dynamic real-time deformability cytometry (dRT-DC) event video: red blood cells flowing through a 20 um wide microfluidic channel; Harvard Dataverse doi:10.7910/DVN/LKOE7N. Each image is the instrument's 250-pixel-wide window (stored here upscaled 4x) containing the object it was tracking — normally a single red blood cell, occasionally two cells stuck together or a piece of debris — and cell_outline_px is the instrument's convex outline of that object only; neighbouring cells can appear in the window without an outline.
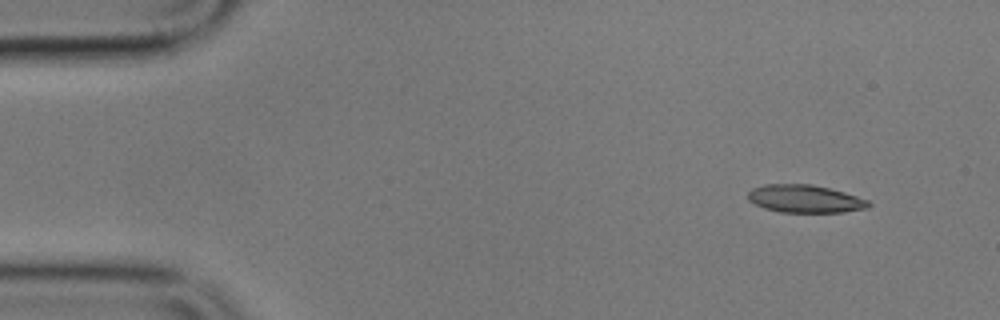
{"species": "common noctule bat (a hibernating species)", "species_latin": "Nyctalus noctula", "temperature_condition": "cold", "stored_images_in_passage": 4, "camera_frame_rate_fps": 3000, "um_per_image_px": 0.085, "animal": {"sex": "male", "body_mass_g": 17.9}, "frame": {"image": 1, "passage_image": 1, "time_ms": 0.0, "image_size_px": [1000, 320], "cell_outline_px": [[872, 204], [868, 208], [844, 212], [780, 212], [764, 208], [748, 200], [748, 192], [752, 188], [764, 184], [812, 184], [844, 192], [868, 200]], "centroid_in_image_um": [68.42, 16.9], "position_along_channel_um": 16.6, "area_um2": 19.54}}
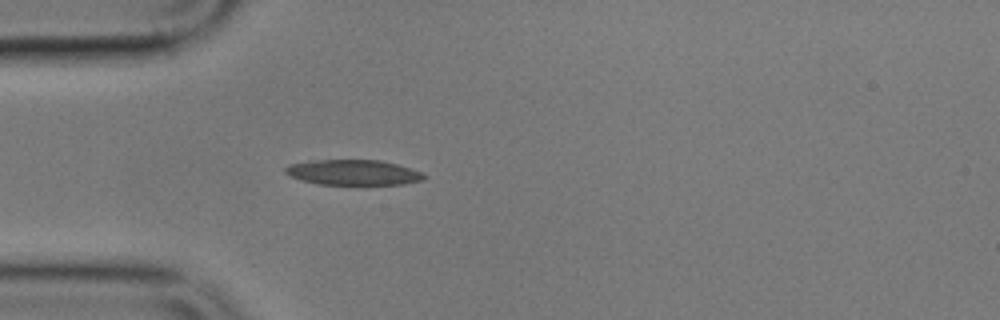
{"frame": {"image": 2, "passage_image": 4, "time_ms": 3.667, "image_size_px": [1000, 320], "cell_outline_px": [[428, 176], [424, 180], [404, 184], [320, 184], [300, 180], [288, 176], [284, 172], [284, 168], [288, 164], [308, 160], [380, 160], [396, 164], [420, 172]], "centroid_in_image_um": [29.97, 14.65], "position_along_channel_um": 55.0, "area_um2": 20.52}}